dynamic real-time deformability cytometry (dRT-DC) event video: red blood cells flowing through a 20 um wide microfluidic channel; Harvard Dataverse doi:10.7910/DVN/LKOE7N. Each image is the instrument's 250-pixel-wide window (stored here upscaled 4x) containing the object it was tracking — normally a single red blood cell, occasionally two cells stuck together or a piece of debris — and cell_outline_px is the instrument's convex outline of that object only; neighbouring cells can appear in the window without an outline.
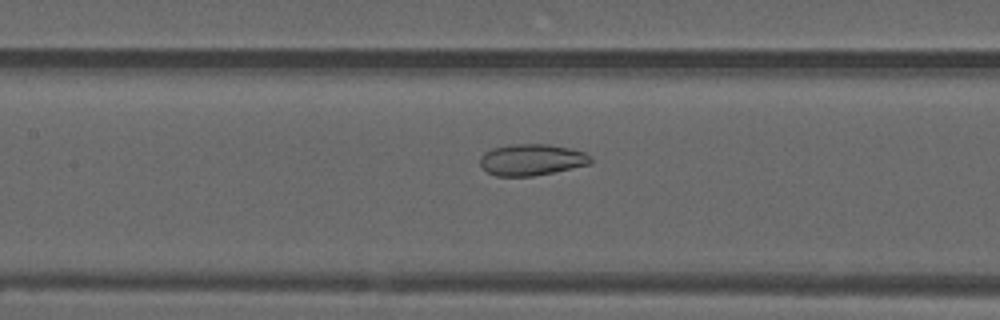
{"species": "common noctule bat (a hibernating species)", "species_latin": "Nyctalus noctula", "temperature_condition": "warm", "stored_images_in_passage": 54, "camera_frame_rate_fps": 3000, "um_per_image_px": 0.085, "animal": {"sex": "male", "forearm_length_mm": 52.5}, "frame": {"image": 1, "passage_image": 25, "time_ms": 8.0, "image_size_px": [1000, 320], "cell_outline_px": [[592, 164], [532, 176], [496, 176], [488, 172], [480, 164], [480, 156], [484, 152], [492, 148], [512, 144], [548, 144], [568, 148], [584, 152], [592, 156]], "centroid_in_image_um": [45.2, 13.57], "position_along_channel_um": 162.2, "area_um2": 20.23}}
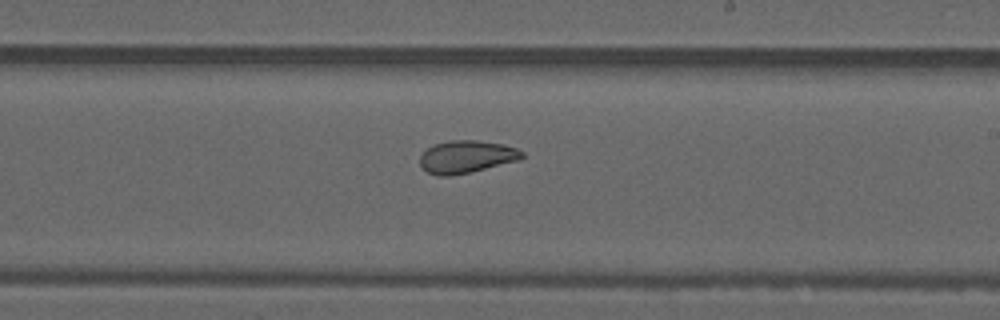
{"frame": {"image": 2, "passage_image": 32, "time_ms": 10.333, "image_size_px": [1000, 320], "cell_outline_px": [[524, 156], [520, 160], [468, 172], [448, 176], [436, 176], [428, 172], [420, 164], [420, 156], [428, 148], [436, 144], [448, 140], [476, 140], [504, 144], [516, 148], [524, 152]], "centroid_in_image_um": [39.67, 13.31], "position_along_channel_um": 249.3, "area_um2": 19.19}}
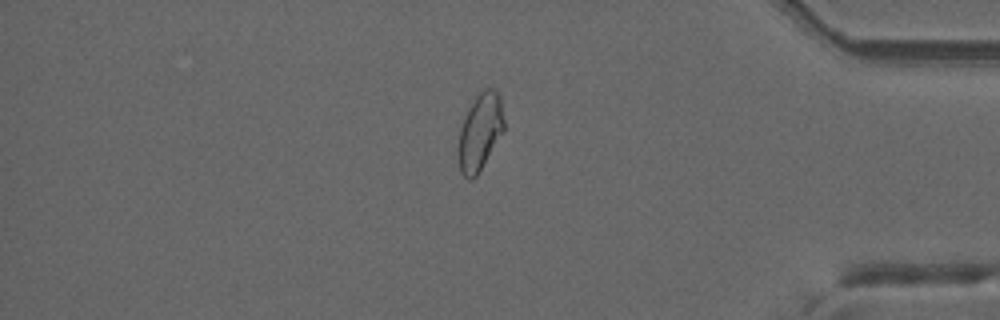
{"frame": {"image": 3, "passage_image": 46, "time_ms": 15.0, "image_size_px": [1000, 320], "cell_outline_px": [[504, 132], [476, 176], [472, 180], [468, 180], [460, 172], [460, 128], [468, 108], [476, 96], [484, 88], [492, 88], [500, 96], [504, 120]], "centroid_in_image_um": [40.83, 11.2], "position_along_channel_um": 394.4, "area_um2": 20.11}, "authors_computed_cell_mechanics": {"area_um2": 22.6576, "velocity_mm_per_s": 3.747, "shape_relaxation_time_tau1_ms": null, "shape_relaxation_time_tau2_ms": 1.8656, "deformation_change_tau1": null, "deformation_change_tau2": 0.0706}}